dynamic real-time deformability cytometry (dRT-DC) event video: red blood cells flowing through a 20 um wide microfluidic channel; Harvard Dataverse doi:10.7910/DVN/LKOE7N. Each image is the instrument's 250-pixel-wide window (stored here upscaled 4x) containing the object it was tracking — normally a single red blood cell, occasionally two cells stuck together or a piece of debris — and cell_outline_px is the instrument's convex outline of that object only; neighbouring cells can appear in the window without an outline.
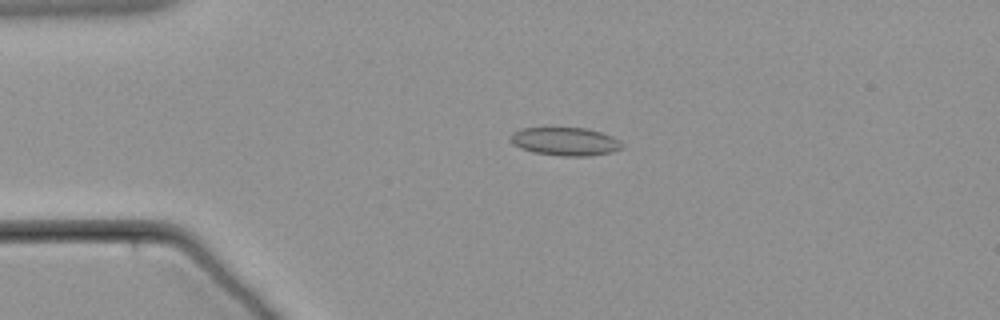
{"species": "common noctule bat (a hibernating species)", "species_latin": "Nyctalus noctula", "temperature_condition": "warm", "stored_images_in_passage": 62, "camera_frame_rate_fps": 3000, "um_per_image_px": 0.085, "animal": {"sex": "male", "body_mass_g": 21.5, "forearm_length_mm": 52.0}, "frame": {"image": 1, "passage_image": 15, "time_ms": 4.667, "image_size_px": [1000, 320], "cell_outline_px": [[624, 148], [612, 152], [588, 156], [560, 156], [536, 152], [520, 148], [512, 144], [508, 136], [512, 132], [520, 128], [588, 128], [612, 136], [620, 140], [624, 144]], "centroid_in_image_um": [48.05, 12.02], "position_along_channel_um": 37.0, "area_um2": 18.55}}
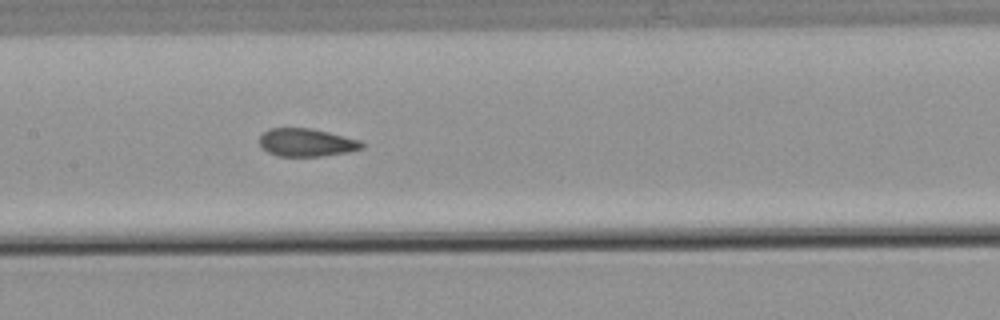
{"frame": {"image": 2, "passage_image": 31, "time_ms": 10.0, "image_size_px": [1000, 320], "cell_outline_px": [[364, 148], [344, 152], [320, 156], [276, 156], [268, 152], [260, 144], [260, 136], [268, 128], [312, 128], [360, 140], [364, 144]], "centroid_in_image_um": [26.04, 12.1], "position_along_channel_um": 181.4, "area_um2": 16.53}}
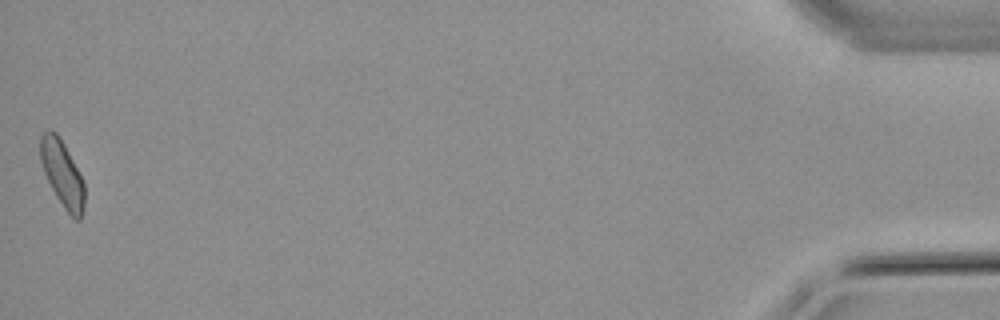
{"frame": {"image": 3, "passage_image": 62, "time_ms": 20.333, "image_size_px": [1000, 320], "cell_outline_px": [[84, 204], [80, 220], [76, 220], [64, 208], [56, 196], [44, 172], [40, 160], [40, 136], [48, 128], [56, 132], [64, 144], [84, 184]], "centroid_in_image_um": [5.27, 14.74], "position_along_channel_um": 429.9, "area_um2": 16.65}}